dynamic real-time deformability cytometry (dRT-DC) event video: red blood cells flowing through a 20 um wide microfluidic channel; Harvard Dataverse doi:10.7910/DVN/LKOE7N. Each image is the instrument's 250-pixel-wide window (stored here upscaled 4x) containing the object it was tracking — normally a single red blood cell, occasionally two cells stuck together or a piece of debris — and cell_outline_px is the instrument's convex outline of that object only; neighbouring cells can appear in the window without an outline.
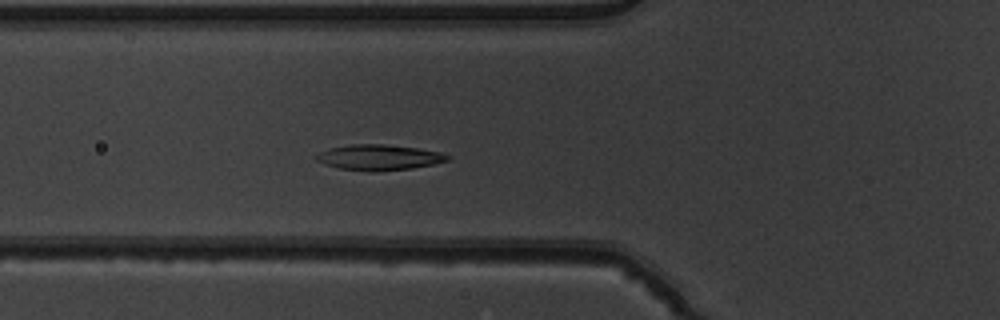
{"species": "common noctule bat (a hibernating species)", "species_latin": "Nyctalus noctula", "temperature_condition": "warm", "stored_images_in_passage": 38, "camera_frame_rate_fps": 3000, "um_per_image_px": 0.085, "animal": {"sex": "male", "body_mass_g": 19.5, "forearm_length_mm": 54.6}, "frame": {"image": 1, "passage_image": 5, "time_ms": 1.333, "image_size_px": [1000, 320], "cell_outline_px": [[452, 156], [448, 160], [432, 164], [412, 168], [372, 172], [340, 168], [324, 164], [316, 160], [312, 156], [328, 148], [348, 144], [384, 144], [416, 148], [440, 152]], "centroid_in_image_um": [32.16, 13.37], "position_along_channel_um": 93.6, "area_um2": 19.59}}
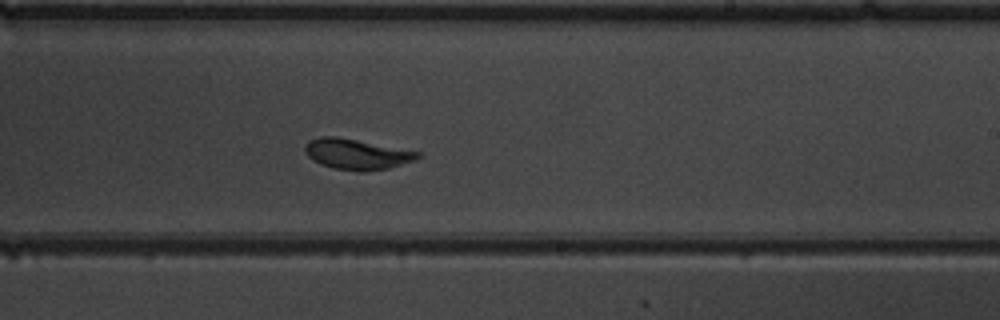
{"frame": {"image": 2, "passage_image": 18, "time_ms": 5.667, "image_size_px": [1000, 320], "cell_outline_px": [[420, 156], [416, 160], [388, 168], [336, 168], [320, 164], [312, 160], [304, 152], [304, 144], [308, 140], [320, 136], [336, 136], [420, 152]], "centroid_in_image_um": [30.25, 13.04], "position_along_channel_um": 258.7, "area_um2": 19.25}}
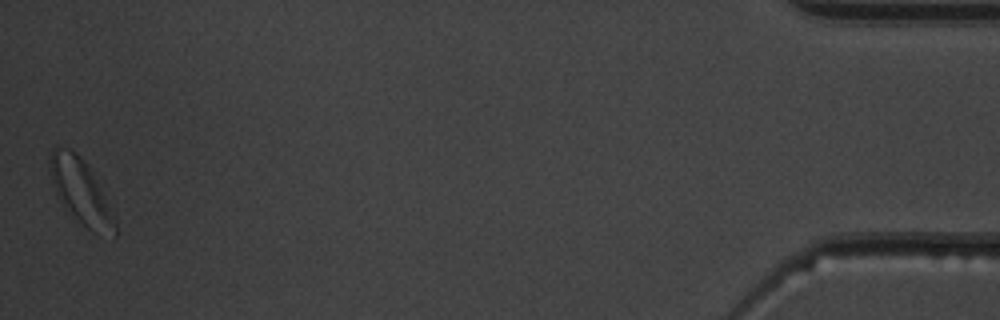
{"frame": {"image": 3, "passage_image": 38, "time_ms": 12.333, "image_size_px": [1000, 320], "cell_outline_px": [[116, 236], [92, 232], [64, 208], [56, 196], [48, 168], [48, 160], [52, 148], [56, 144], [68, 148], [76, 152], [92, 168], [116, 216]], "centroid_in_image_um": [6.86, 16.23], "position_along_channel_um": 428.3, "area_um2": 25.49}, "authors_computed_cell_mechanics": {"area_um2": 19.6809, "velocity_mm_per_s": 3.817, "shape_relaxation_time_tau1_ms": 3.3474, "shape_relaxation_time_tau2_ms": 1.0167, "deformation_change_tau1": 0.1197, "deformation_change_tau2": 0.065}}